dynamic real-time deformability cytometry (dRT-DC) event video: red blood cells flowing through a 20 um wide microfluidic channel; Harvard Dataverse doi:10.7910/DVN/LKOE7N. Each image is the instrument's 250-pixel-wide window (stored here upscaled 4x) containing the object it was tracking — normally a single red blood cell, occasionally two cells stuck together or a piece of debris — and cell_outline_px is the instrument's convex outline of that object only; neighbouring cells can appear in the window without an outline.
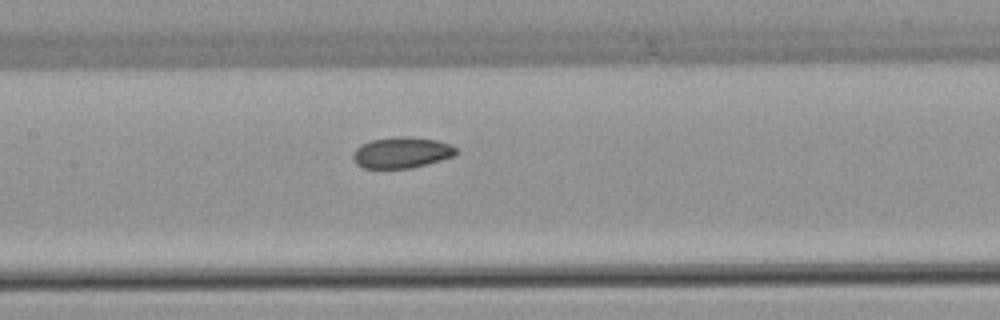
{"species": "common noctule bat (a hibernating species)", "species_latin": "Nyctalus noctula", "temperature_condition": "warm", "stored_images_in_passage": 8, "camera_frame_rate_fps": 3000, "um_per_image_px": 0.085, "animal": {"sex": "female", "body_mass_g": 22.7, "forearm_length_mm": 54.2}, "frame": {"image": 1, "passage_image": 7, "time_ms": 8.333, "image_size_px": [1000, 320], "cell_outline_px": [[456, 152], [452, 156], [440, 160], [412, 168], [364, 168], [356, 164], [352, 156], [356, 148], [372, 140], [400, 136], [408, 136], [436, 140], [448, 144], [456, 148]], "centroid_in_image_um": [34.12, 12.97], "position_along_channel_um": 173.3, "area_um2": 18.32}}